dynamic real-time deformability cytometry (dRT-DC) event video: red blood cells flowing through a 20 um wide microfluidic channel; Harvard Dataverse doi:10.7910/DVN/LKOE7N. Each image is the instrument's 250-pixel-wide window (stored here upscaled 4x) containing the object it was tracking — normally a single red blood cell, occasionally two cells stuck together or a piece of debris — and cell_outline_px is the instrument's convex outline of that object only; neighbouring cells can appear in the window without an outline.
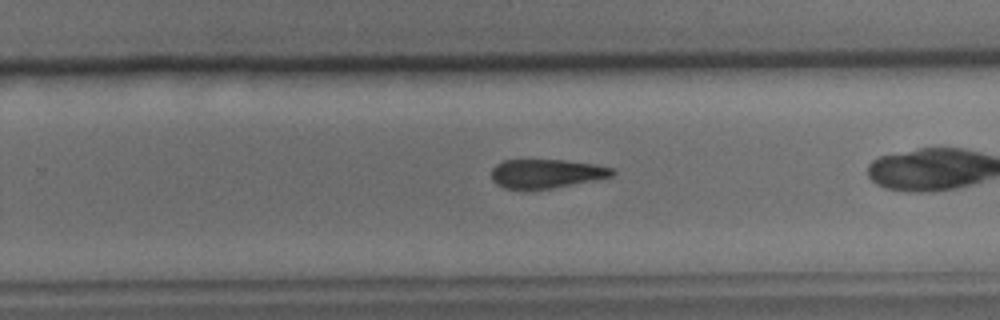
{"species": "common noctule bat (a hibernating species)", "species_latin": "Nyctalus noctula", "temperature_condition": "cold", "stored_images_in_passage": 30, "camera_frame_rate_fps": 3000, "um_per_image_px": 0.085, "animal": {"sex": "male", "body_mass_g": 15.6}, "frame": {"image": 1, "passage_image": 23, "time_ms": 7.333, "image_size_px": [1000, 320], "cell_outline_px": [[616, 172], [612, 176], [552, 188], [504, 188], [496, 184], [492, 180], [492, 168], [496, 164], [504, 160], [564, 160], [592, 164], [612, 168]], "centroid_in_image_um": [46.4, 14.74], "position_along_channel_um": 283.4, "area_um2": 19.94}}